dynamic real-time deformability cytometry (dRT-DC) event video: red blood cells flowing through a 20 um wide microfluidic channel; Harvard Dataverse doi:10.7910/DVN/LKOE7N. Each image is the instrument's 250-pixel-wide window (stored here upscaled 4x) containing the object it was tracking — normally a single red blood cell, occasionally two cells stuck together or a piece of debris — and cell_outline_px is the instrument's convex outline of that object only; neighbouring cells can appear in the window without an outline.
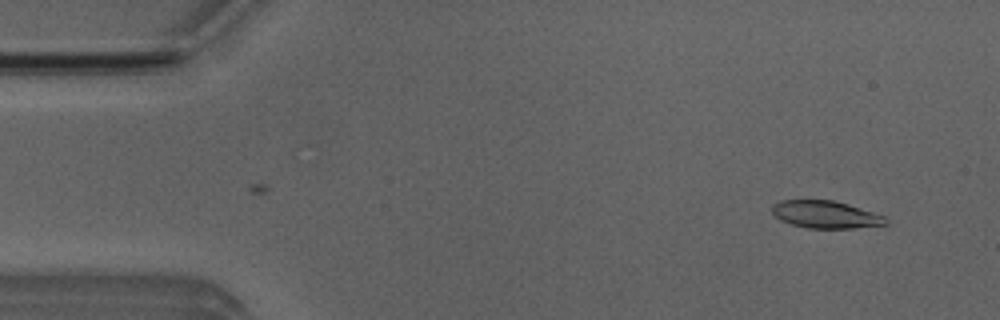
{"species": "Egyptian fruit bat (a non-hibernating species)", "species_latin": "Rousettus aegyptiacus", "temperature_condition": "room temperature", "stored_images_in_passage": 50, "camera_frame_rate_fps": 3000, "um_per_image_px": 0.085, "animal": {"sex": "male"}, "frame": {"image": 1, "passage_image": 3, "time_ms": 0.667, "image_size_px": [1000, 320], "cell_outline_px": [[888, 224], [856, 228], [808, 228], [792, 224], [780, 220], [772, 212], [772, 204], [780, 200], [832, 200], [848, 204], [884, 216], [888, 220]], "centroid_in_image_um": [70.16, 18.23], "position_along_channel_um": 14.8, "area_um2": 18.09}}
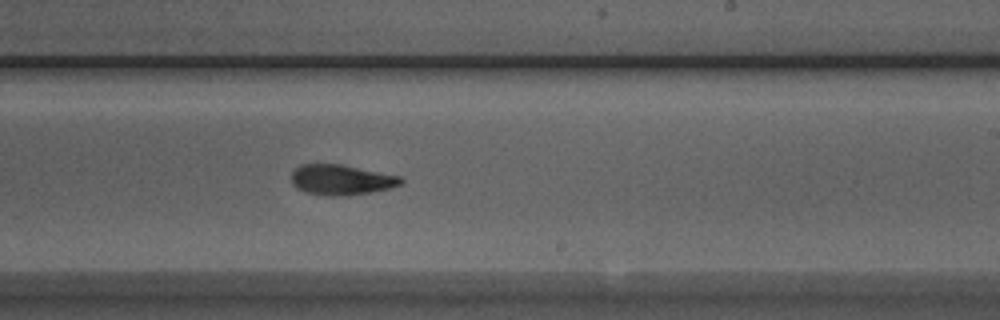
{"frame": {"image": 2, "passage_image": 29, "time_ms": 9.333, "image_size_px": [1000, 320], "cell_outline_px": [[404, 180], [400, 184], [388, 188], [348, 196], [332, 196], [304, 192], [296, 188], [292, 184], [292, 172], [300, 164], [340, 164], [400, 176]], "centroid_in_image_um": [28.96, 15.28], "position_along_channel_um": 260.0, "area_um2": 19.19}}
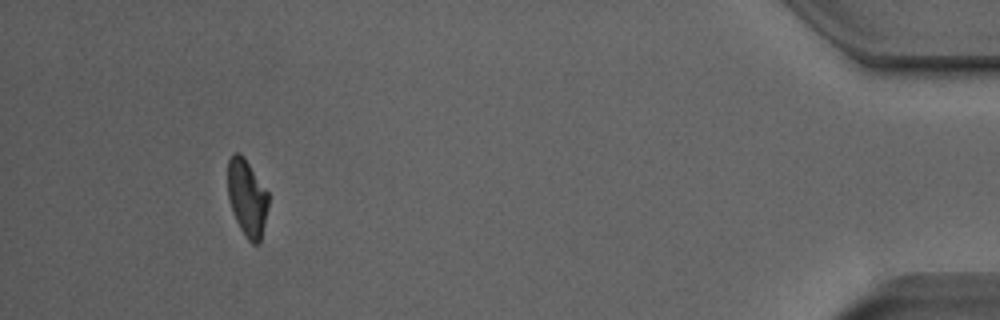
{"frame": {"image": 3, "passage_image": 46, "time_ms": 15.0, "image_size_px": [1000, 320], "cell_outline_px": [[268, 208], [260, 244], [252, 244], [244, 236], [236, 220], [228, 196], [228, 160], [232, 152], [240, 152], [244, 156], [268, 192]], "centroid_in_image_um": [21.01, 16.81], "position_along_channel_um": 414.2, "area_um2": 18.32}, "authors_computed_cell_mechanics": {"area_um2": 19.1896, "velocity_mm_per_s": 4.0006, "shape_relaxation_time_tau1_ms": 5.1744, "shape_relaxation_time_tau2_ms": 3.3727, "deformation_change_tau1": 0.1695, "deformation_change_tau2": 0.1064}}